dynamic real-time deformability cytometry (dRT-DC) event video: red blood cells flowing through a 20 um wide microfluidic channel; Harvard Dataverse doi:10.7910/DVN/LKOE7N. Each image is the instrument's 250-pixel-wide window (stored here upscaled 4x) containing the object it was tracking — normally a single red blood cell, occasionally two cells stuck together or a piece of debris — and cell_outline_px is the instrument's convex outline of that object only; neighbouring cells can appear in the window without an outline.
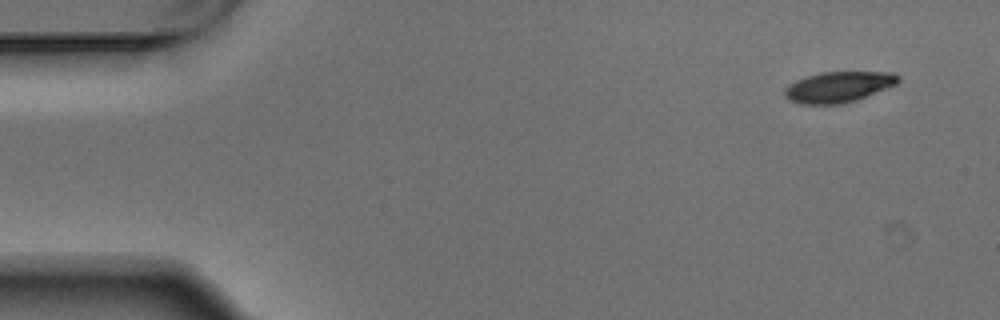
{"species": "Egyptian fruit bat (a non-hibernating species)", "species_latin": "Rousettus aegyptiacus", "temperature_condition": "warm", "stored_images_in_passage": 5, "camera_frame_rate_fps": 3000, "um_per_image_px": 0.085, "animal": {"sex": "male"}, "frame": {"image": 1, "passage_image": 1, "time_ms": 0.0, "image_size_px": [1000, 320], "cell_outline_px": [[900, 80], [896, 84], [888, 88], [856, 100], [840, 104], [800, 104], [788, 100], [784, 96], [784, 88], [796, 80], [820, 72], [896, 72], [900, 76]], "centroid_in_image_um": [71.28, 7.39], "position_along_channel_um": 13.7, "area_um2": 20.46}}
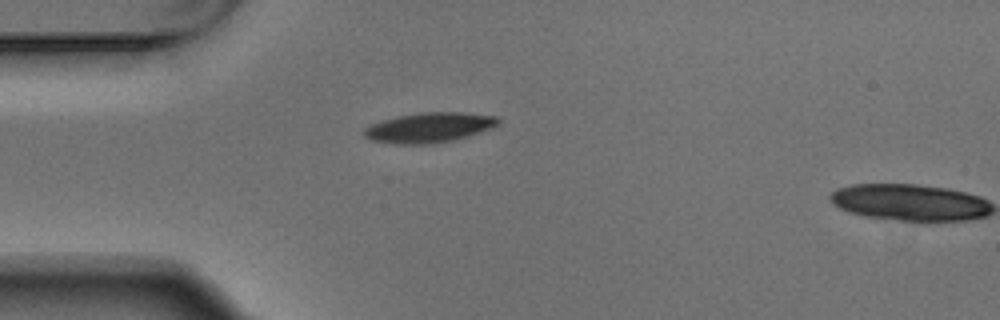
{"frame": {"image": 2, "passage_image": 4, "time_ms": 1.0, "image_size_px": [1000, 320], "cell_outline_px": [[500, 124], [492, 128], [468, 136], [452, 140], [432, 144], [396, 144], [372, 140], [364, 136], [364, 128], [372, 124], [384, 120], [400, 116], [420, 112], [460, 112], [496, 116], [500, 120]], "centroid_in_image_um": [36.51, 10.84], "position_along_channel_um": 48.5, "area_um2": 23.29}}